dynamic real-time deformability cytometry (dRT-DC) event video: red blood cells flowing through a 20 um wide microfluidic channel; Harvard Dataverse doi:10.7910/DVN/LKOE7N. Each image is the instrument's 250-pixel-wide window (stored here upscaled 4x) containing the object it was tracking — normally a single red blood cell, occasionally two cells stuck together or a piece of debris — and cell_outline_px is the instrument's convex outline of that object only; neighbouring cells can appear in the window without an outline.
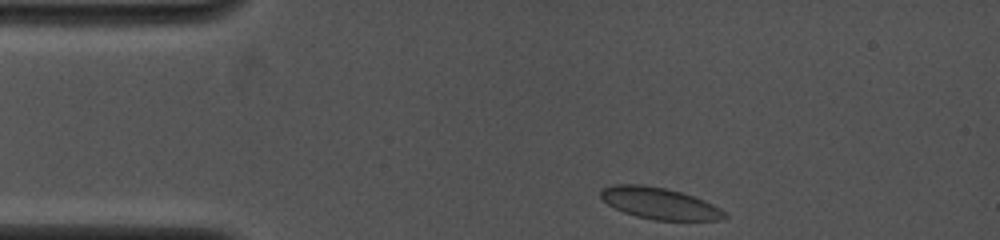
{"species": "common noctule bat (a hibernating species)", "species_latin": "Nyctalus noctula", "temperature_condition": "cold", "stored_images_in_passage": 10, "camera_frame_rate_fps": 4000, "um_per_image_px": 0.085, "animal": {"sex": "female", "body_mass_g": 19.0, "forearm_length_mm": 53.3}, "frame": {"image": 1, "passage_image": 1, "time_ms": 0.0, "image_size_px": [1000, 240], "cell_outline_px": [[728, 216], [724, 220], [652, 220], [636, 216], [624, 212], [608, 204], [600, 196], [600, 188], [612, 184], [644, 184], [664, 188], [680, 192], [704, 200], [720, 208]], "centroid_in_image_um": [56.04, 17.28], "position_along_channel_um": 29.0, "area_um2": 22.77}}
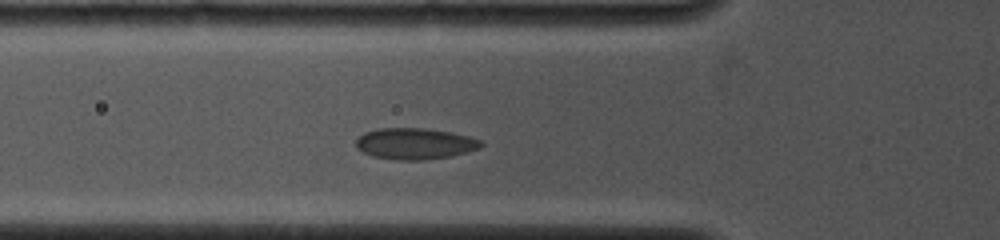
{"frame": {"image": 2, "passage_image": 7, "time_ms": 2.75, "image_size_px": [1000, 240], "cell_outline_px": [[484, 144], [480, 148], [452, 156], [424, 160], [396, 160], [372, 156], [356, 148], [356, 140], [364, 132], [380, 128], [428, 128], [452, 132], [484, 140]], "centroid_in_image_um": [35.3, 12.21], "position_along_channel_um": 90.5, "area_um2": 23.0}}
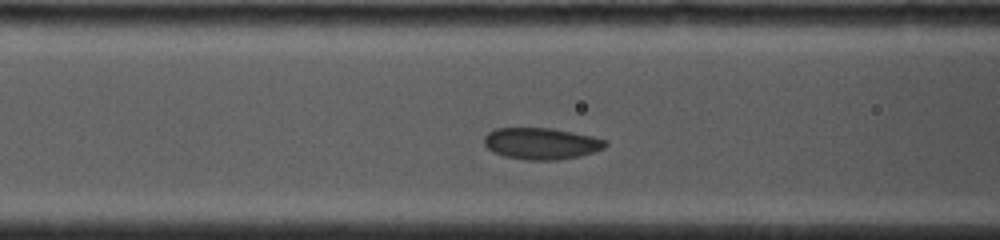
{"frame": {"image": 3, "passage_image": 9, "time_ms": 3.5, "image_size_px": [1000, 240], "cell_outline_px": [[608, 144], [604, 148], [580, 156], [556, 160], [528, 160], [504, 156], [492, 152], [484, 144], [484, 136], [488, 132], [496, 128], [552, 128], [592, 136], [608, 140]], "centroid_in_image_um": [46.01, 12.2], "position_along_channel_um": 120.6, "area_um2": 22.37}}